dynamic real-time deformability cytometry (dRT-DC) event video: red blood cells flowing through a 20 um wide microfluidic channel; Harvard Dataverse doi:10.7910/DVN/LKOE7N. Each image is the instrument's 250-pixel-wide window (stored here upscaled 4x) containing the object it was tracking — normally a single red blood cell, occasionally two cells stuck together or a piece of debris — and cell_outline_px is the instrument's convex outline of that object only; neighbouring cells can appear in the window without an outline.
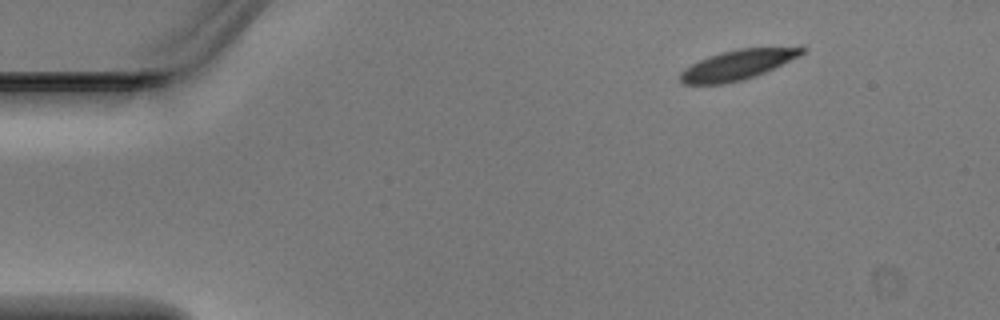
{"species": "Egyptian fruit bat (a non-hibernating species)", "species_latin": "Rousettus aegyptiacus", "temperature_condition": "warm", "stored_images_in_passage": 3, "camera_frame_rate_fps": 3000, "um_per_image_px": 0.085, "animal": {"sex": "male"}, "frame": {"image": 1, "passage_image": 1, "time_ms": 0.0, "image_size_px": [1000, 320], "cell_outline_px": [[808, 48], [800, 56], [756, 76], [744, 80], [724, 84], [680, 84], [680, 72], [684, 68], [708, 56], [720, 52], [740, 48]], "centroid_in_image_um": [62.64, 5.53], "position_along_channel_um": 22.4, "area_um2": 21.04}}